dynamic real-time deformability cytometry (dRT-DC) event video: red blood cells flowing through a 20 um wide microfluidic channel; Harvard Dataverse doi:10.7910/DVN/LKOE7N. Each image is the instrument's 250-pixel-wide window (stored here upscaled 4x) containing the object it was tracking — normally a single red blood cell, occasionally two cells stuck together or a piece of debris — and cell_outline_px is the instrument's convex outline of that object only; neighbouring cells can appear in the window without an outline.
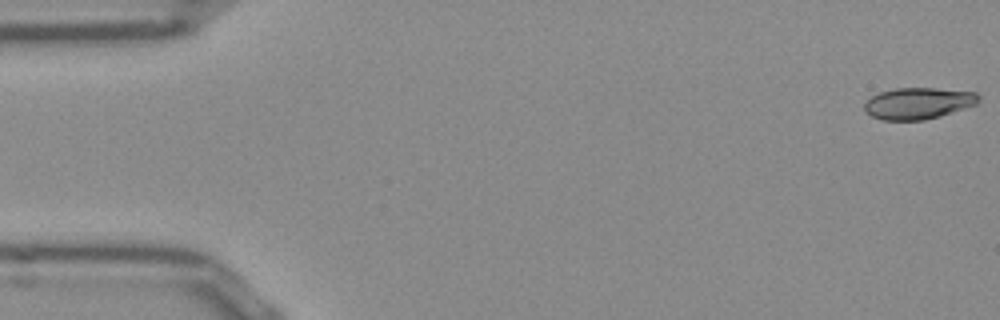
{"species": "Egyptian fruit bat (a non-hibernating species)", "species_latin": "Rousettus aegyptiacus", "temperature_condition": "room temperature", "stored_images_in_passage": 52, "camera_frame_rate_fps": 3000, "um_per_image_px": 0.085, "frame": {"image": 1, "passage_image": 1, "time_ms": 0.0, "image_size_px": [1000, 320], "cell_outline_px": [[980, 100], [976, 104], [940, 116], [924, 120], [880, 120], [872, 116], [864, 108], [864, 104], [872, 96], [880, 92], [896, 88], [936, 88], [976, 92], [980, 96]], "centroid_in_image_um": [78.06, 8.78], "position_along_channel_um": 6.9, "area_um2": 20.87}}
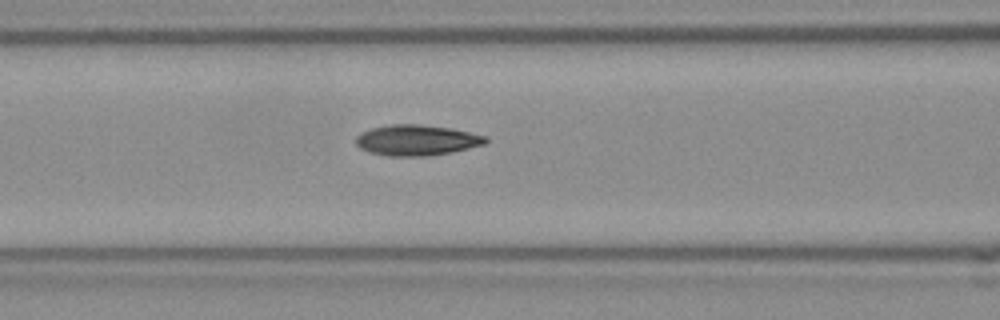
{"frame": {"image": 2, "passage_image": 21, "time_ms": 6.667, "image_size_px": [1000, 320], "cell_outline_px": [[488, 140], [484, 144], [452, 152], [424, 156], [388, 156], [368, 152], [360, 148], [356, 144], [356, 136], [360, 132], [372, 128], [392, 124], [420, 124], [452, 128], [488, 136]], "centroid_in_image_um": [35.41, 11.91], "position_along_channel_um": 131.2, "area_um2": 23.29}}
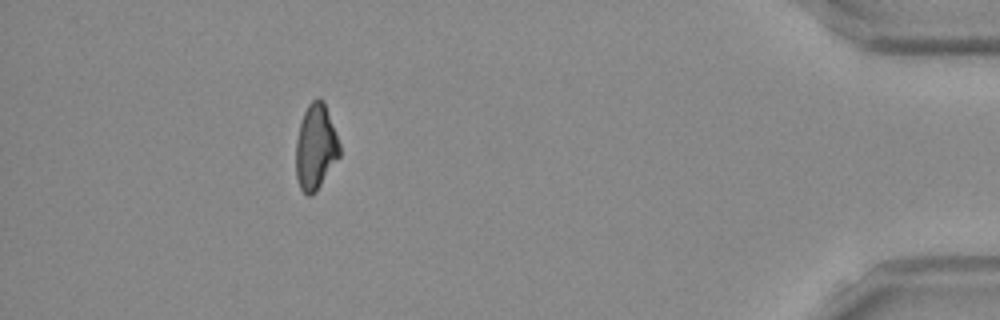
{"frame": {"image": 3, "passage_image": 47, "time_ms": 15.333, "image_size_px": [1000, 320], "cell_outline_px": [[340, 156], [316, 192], [308, 196], [300, 188], [296, 176], [296, 140], [300, 124], [304, 112], [308, 104], [316, 96], [320, 96], [324, 100], [340, 144]], "centroid_in_image_um": [26.83, 12.47], "position_along_channel_um": 408.4, "area_um2": 21.91}, "authors_computed_cell_mechanics": {"area_um2": 21.9929, "velocity_mm_per_s": 3.8801, "shape_relaxation_time_tau1_ms": 9.3979, "shape_relaxation_time_tau2_ms": 4.6102, "deformation_change_tau1": 0.2164, "deformation_change_tau2": 0.1012}}